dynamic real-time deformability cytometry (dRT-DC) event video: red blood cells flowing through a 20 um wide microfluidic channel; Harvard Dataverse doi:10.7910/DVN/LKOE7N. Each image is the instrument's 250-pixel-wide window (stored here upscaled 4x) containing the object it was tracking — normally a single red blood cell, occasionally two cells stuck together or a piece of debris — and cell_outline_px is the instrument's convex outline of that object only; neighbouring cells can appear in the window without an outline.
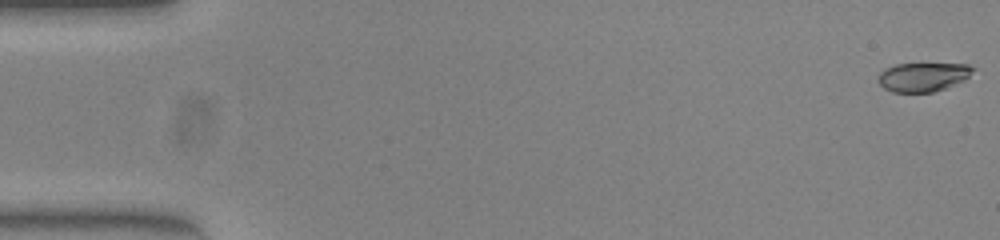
{"species": "common noctule bat (a hibernating species)", "species_latin": "Nyctalus noctula", "temperature_condition": "warm", "stored_images_in_passage": 53, "camera_frame_rate_fps": 3000, "um_per_image_px": 0.085, "animal": {"sex": "female", "body_mass_g": 23.0, "forearm_length_mm": 53.4}, "frame": {"image": 1, "passage_image": 1, "time_ms": 0.0, "image_size_px": [1000, 240], "cell_outline_px": [[976, 68], [964, 80], [944, 88], [932, 92], [892, 92], [884, 88], [880, 84], [880, 72], [884, 68], [896, 64], [968, 64]], "centroid_in_image_um": [78.46, 6.53], "position_along_channel_um": 6.5, "area_um2": 15.78}}
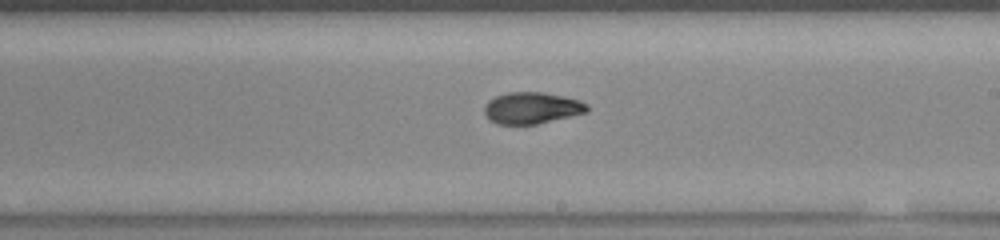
{"frame": {"image": 2, "passage_image": 31, "time_ms": 10.0, "image_size_px": [1000, 240], "cell_outline_px": [[588, 112], [536, 124], [496, 124], [488, 120], [484, 112], [484, 104], [488, 100], [496, 96], [508, 92], [544, 92], [564, 96], [580, 100], [588, 104]], "centroid_in_image_um": [45.18, 9.17], "position_along_channel_um": 243.8, "area_um2": 19.07}}
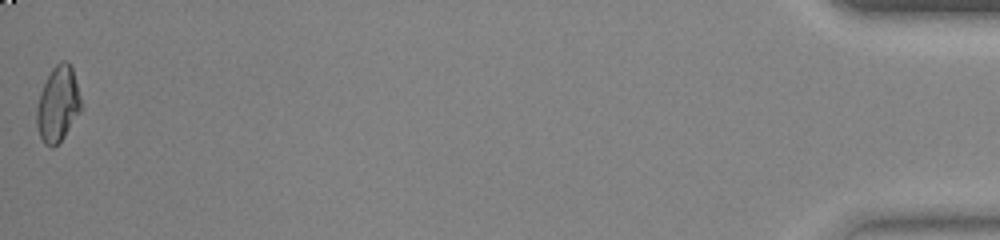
{"frame": {"image": 3, "passage_image": 53, "time_ms": 17.333, "image_size_px": [1000, 240], "cell_outline_px": [[84, 108], [64, 136], [52, 148], [44, 144], [40, 136], [36, 124], [36, 108], [40, 92], [52, 68], [60, 60], [68, 60], [72, 68]], "centroid_in_image_um": [4.94, 8.84], "position_along_channel_um": 430.3, "area_um2": 19.71}, "authors_computed_cell_mechanics": {"area_um2": 19.1318, "velocity_mm_per_s": 3.9101, "shape_relaxation_time_tau1_ms": null, "shape_relaxation_time_tau2_ms": 2.3423, "deformation_change_tau1": null, "deformation_change_tau2": 0.0598}}